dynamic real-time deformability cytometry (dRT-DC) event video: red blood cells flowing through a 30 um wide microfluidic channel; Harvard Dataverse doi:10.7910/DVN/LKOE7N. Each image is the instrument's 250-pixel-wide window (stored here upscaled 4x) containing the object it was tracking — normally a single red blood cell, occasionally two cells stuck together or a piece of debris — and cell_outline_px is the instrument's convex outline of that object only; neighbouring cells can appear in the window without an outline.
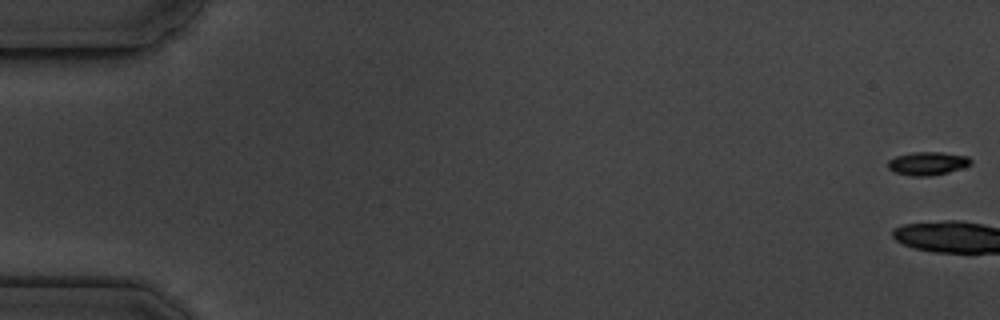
{"species": "common noctule bat (a hibernating species)", "species_latin": "Nyctalus noctula", "temperature_condition": "cold", "stored_images_in_passage": 7, "camera_frame_rate_fps": 3000, "um_per_image_px": 0.085, "animal": {"sex": "male", "body_mass_g": 19.5, "forearm_length_mm": 54.6}, "frame": {"image": 1, "passage_image": 1, "time_ms": 0.0, "image_size_px": [1000, 320], "cell_outline_px": [[972, 164], [948, 172], [932, 176], [912, 176], [896, 172], [888, 168], [888, 160], [896, 156], [912, 152], [940, 152], [968, 156], [972, 160]], "centroid_in_image_um": [78.85, 13.89], "position_along_channel_um": 6.1, "area_um2": 11.21}}